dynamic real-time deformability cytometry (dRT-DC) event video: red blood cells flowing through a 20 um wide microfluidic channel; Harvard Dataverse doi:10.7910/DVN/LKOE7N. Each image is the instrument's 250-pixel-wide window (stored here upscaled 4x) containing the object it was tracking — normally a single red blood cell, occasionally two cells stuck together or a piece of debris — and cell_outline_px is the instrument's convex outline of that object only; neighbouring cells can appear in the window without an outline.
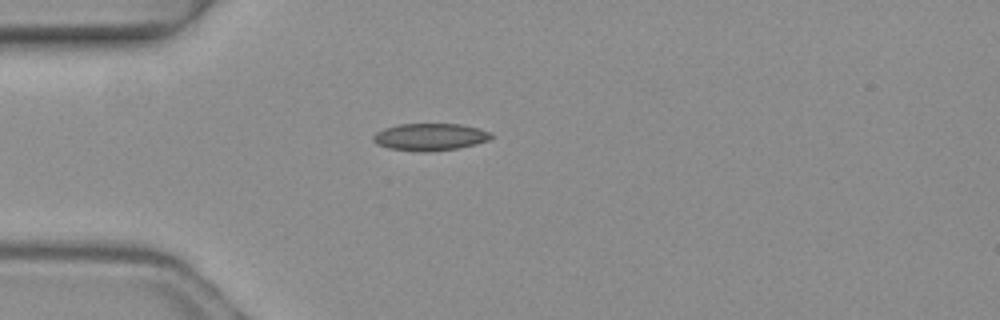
{"species": "common noctule bat (a hibernating species)", "species_latin": "Nyctalus noctula", "temperature_condition": "warm", "stored_images_in_passage": 1, "camera_frame_rate_fps": 3000, "um_per_image_px": 0.085, "animal": {"sex": "female", "body_mass_g": 19.3, "forearm_length_mm": 54.1}, "frame": {"image": 1, "passage_image": 1, "time_ms": 0.0, "image_size_px": [1000, 320], "cell_outline_px": [[492, 136], [488, 140], [476, 144], [456, 148], [424, 152], [420, 152], [388, 148], [376, 144], [372, 140], [372, 136], [376, 132], [384, 128], [400, 124], [460, 124], [480, 128], [492, 132]], "centroid_in_image_um": [36.53, 11.63], "position_along_channel_um": 48.5, "area_um2": 18.73}}